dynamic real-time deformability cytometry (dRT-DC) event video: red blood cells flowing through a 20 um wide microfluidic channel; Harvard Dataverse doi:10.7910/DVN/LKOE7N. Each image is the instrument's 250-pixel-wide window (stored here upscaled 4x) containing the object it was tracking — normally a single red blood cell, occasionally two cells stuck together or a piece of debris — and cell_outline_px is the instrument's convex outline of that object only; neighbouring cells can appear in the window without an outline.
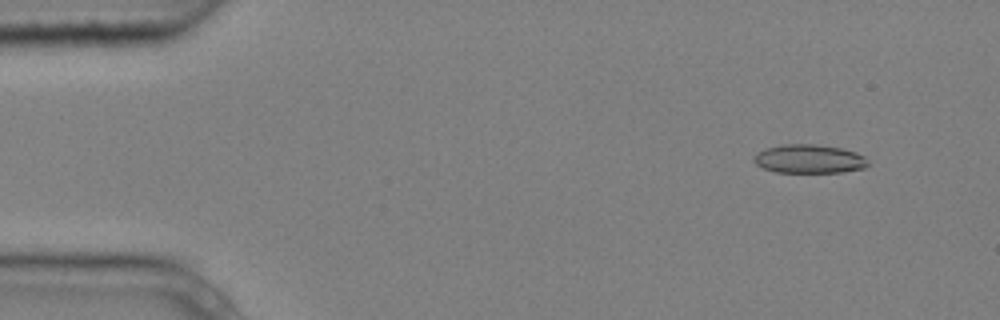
{"species": "common noctule bat (a hibernating species)", "species_latin": "Nyctalus noctula", "temperature_condition": "cold", "stored_images_in_passage": 5, "camera_frame_rate_fps": 3000, "um_per_image_px": 0.085, "animal": {"sex": "male", "body_mass_g": 20.4}, "frame": {"image": 1, "passage_image": 2, "time_ms": 0.333, "image_size_px": [1000, 320], "cell_outline_px": [[868, 164], [864, 168], [844, 172], [776, 172], [764, 168], [756, 164], [752, 160], [752, 156], [756, 152], [764, 148], [780, 144], [816, 144], [840, 148], [856, 152], [864, 156], [868, 160]], "centroid_in_image_um": [68.74, 13.5], "position_along_channel_um": 16.3, "area_um2": 19.31}}
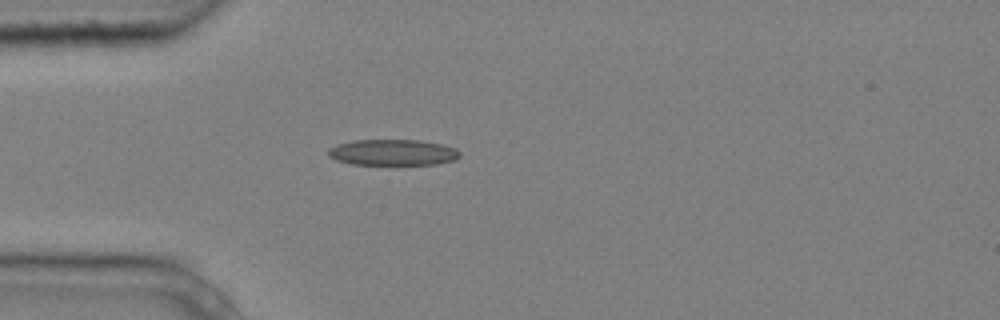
{"frame": {"image": 2, "passage_image": 5, "time_ms": 1.333, "image_size_px": [1000, 320], "cell_outline_px": [[460, 156], [456, 160], [436, 164], [352, 164], [336, 160], [328, 156], [328, 148], [336, 144], [352, 140], [420, 140], [440, 144], [456, 148], [460, 152]], "centroid_in_image_um": [33.37, 12.95], "position_along_channel_um": 51.6, "area_um2": 20.0}}